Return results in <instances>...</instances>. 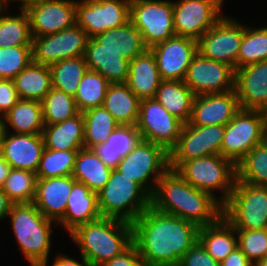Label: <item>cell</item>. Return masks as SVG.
I'll return each mask as SVG.
<instances>
[{
	"label": "cell",
	"instance_id": "cell-1",
	"mask_svg": "<svg viewBox=\"0 0 267 266\" xmlns=\"http://www.w3.org/2000/svg\"><path fill=\"white\" fill-rule=\"evenodd\" d=\"M133 243L147 266L178 265L198 241L199 227L150 206L132 223Z\"/></svg>",
	"mask_w": 267,
	"mask_h": 266
},
{
	"label": "cell",
	"instance_id": "cell-2",
	"mask_svg": "<svg viewBox=\"0 0 267 266\" xmlns=\"http://www.w3.org/2000/svg\"><path fill=\"white\" fill-rule=\"evenodd\" d=\"M151 206L198 227L215 223L222 216L223 209V205L210 193L188 184L171 169L159 179L151 196Z\"/></svg>",
	"mask_w": 267,
	"mask_h": 266
},
{
	"label": "cell",
	"instance_id": "cell-3",
	"mask_svg": "<svg viewBox=\"0 0 267 266\" xmlns=\"http://www.w3.org/2000/svg\"><path fill=\"white\" fill-rule=\"evenodd\" d=\"M69 235L92 266H101L133 243L132 223L116 218L101 217L78 226Z\"/></svg>",
	"mask_w": 267,
	"mask_h": 266
},
{
	"label": "cell",
	"instance_id": "cell-4",
	"mask_svg": "<svg viewBox=\"0 0 267 266\" xmlns=\"http://www.w3.org/2000/svg\"><path fill=\"white\" fill-rule=\"evenodd\" d=\"M19 249L29 266H49L52 226L33 203L13 204L7 216Z\"/></svg>",
	"mask_w": 267,
	"mask_h": 266
},
{
	"label": "cell",
	"instance_id": "cell-5",
	"mask_svg": "<svg viewBox=\"0 0 267 266\" xmlns=\"http://www.w3.org/2000/svg\"><path fill=\"white\" fill-rule=\"evenodd\" d=\"M151 206V196L137 183L112 169L108 182L98 192L102 217L133 223Z\"/></svg>",
	"mask_w": 267,
	"mask_h": 266
},
{
	"label": "cell",
	"instance_id": "cell-6",
	"mask_svg": "<svg viewBox=\"0 0 267 266\" xmlns=\"http://www.w3.org/2000/svg\"><path fill=\"white\" fill-rule=\"evenodd\" d=\"M175 171L188 184L210 193L222 205L230 197L236 180V166L221 154L184 161ZM217 190L220 196L216 195Z\"/></svg>",
	"mask_w": 267,
	"mask_h": 266
},
{
	"label": "cell",
	"instance_id": "cell-7",
	"mask_svg": "<svg viewBox=\"0 0 267 266\" xmlns=\"http://www.w3.org/2000/svg\"><path fill=\"white\" fill-rule=\"evenodd\" d=\"M222 216L235 228L258 230L267 228V187L234 182Z\"/></svg>",
	"mask_w": 267,
	"mask_h": 266
},
{
	"label": "cell",
	"instance_id": "cell-8",
	"mask_svg": "<svg viewBox=\"0 0 267 266\" xmlns=\"http://www.w3.org/2000/svg\"><path fill=\"white\" fill-rule=\"evenodd\" d=\"M169 169V152L161 145L146 140H141L116 167L117 171L137 182L150 196L159 179Z\"/></svg>",
	"mask_w": 267,
	"mask_h": 266
},
{
	"label": "cell",
	"instance_id": "cell-9",
	"mask_svg": "<svg viewBox=\"0 0 267 266\" xmlns=\"http://www.w3.org/2000/svg\"><path fill=\"white\" fill-rule=\"evenodd\" d=\"M130 21L142 34L148 49L175 35L173 1L131 0Z\"/></svg>",
	"mask_w": 267,
	"mask_h": 266
},
{
	"label": "cell",
	"instance_id": "cell-10",
	"mask_svg": "<svg viewBox=\"0 0 267 266\" xmlns=\"http://www.w3.org/2000/svg\"><path fill=\"white\" fill-rule=\"evenodd\" d=\"M245 25L232 16H223L199 40L197 51L202 56L238 69V53Z\"/></svg>",
	"mask_w": 267,
	"mask_h": 266
},
{
	"label": "cell",
	"instance_id": "cell-11",
	"mask_svg": "<svg viewBox=\"0 0 267 266\" xmlns=\"http://www.w3.org/2000/svg\"><path fill=\"white\" fill-rule=\"evenodd\" d=\"M225 125L194 126L184 123L177 144L169 151V167L176 170L184 161L221 154Z\"/></svg>",
	"mask_w": 267,
	"mask_h": 266
},
{
	"label": "cell",
	"instance_id": "cell-12",
	"mask_svg": "<svg viewBox=\"0 0 267 266\" xmlns=\"http://www.w3.org/2000/svg\"><path fill=\"white\" fill-rule=\"evenodd\" d=\"M263 141L259 110L240 109L225 125L221 155L236 166L251 149Z\"/></svg>",
	"mask_w": 267,
	"mask_h": 266
},
{
	"label": "cell",
	"instance_id": "cell-13",
	"mask_svg": "<svg viewBox=\"0 0 267 266\" xmlns=\"http://www.w3.org/2000/svg\"><path fill=\"white\" fill-rule=\"evenodd\" d=\"M224 0L173 1L175 35L199 40L223 16Z\"/></svg>",
	"mask_w": 267,
	"mask_h": 266
},
{
	"label": "cell",
	"instance_id": "cell-14",
	"mask_svg": "<svg viewBox=\"0 0 267 266\" xmlns=\"http://www.w3.org/2000/svg\"><path fill=\"white\" fill-rule=\"evenodd\" d=\"M131 0H76V24L88 38L130 21Z\"/></svg>",
	"mask_w": 267,
	"mask_h": 266
},
{
	"label": "cell",
	"instance_id": "cell-15",
	"mask_svg": "<svg viewBox=\"0 0 267 266\" xmlns=\"http://www.w3.org/2000/svg\"><path fill=\"white\" fill-rule=\"evenodd\" d=\"M184 122L170 114L155 98L140 101L136 124L142 140L164 147L168 152L177 144Z\"/></svg>",
	"mask_w": 267,
	"mask_h": 266
},
{
	"label": "cell",
	"instance_id": "cell-16",
	"mask_svg": "<svg viewBox=\"0 0 267 266\" xmlns=\"http://www.w3.org/2000/svg\"><path fill=\"white\" fill-rule=\"evenodd\" d=\"M86 32L74 24L55 34L32 38V62L51 66L61 60L84 56Z\"/></svg>",
	"mask_w": 267,
	"mask_h": 266
},
{
	"label": "cell",
	"instance_id": "cell-17",
	"mask_svg": "<svg viewBox=\"0 0 267 266\" xmlns=\"http://www.w3.org/2000/svg\"><path fill=\"white\" fill-rule=\"evenodd\" d=\"M183 81L195 96L225 93L234 90L235 70L228 64L206 58L197 52Z\"/></svg>",
	"mask_w": 267,
	"mask_h": 266
},
{
	"label": "cell",
	"instance_id": "cell-18",
	"mask_svg": "<svg viewBox=\"0 0 267 266\" xmlns=\"http://www.w3.org/2000/svg\"><path fill=\"white\" fill-rule=\"evenodd\" d=\"M161 80H184L187 69L197 51V41L174 35L151 47Z\"/></svg>",
	"mask_w": 267,
	"mask_h": 266
},
{
	"label": "cell",
	"instance_id": "cell-19",
	"mask_svg": "<svg viewBox=\"0 0 267 266\" xmlns=\"http://www.w3.org/2000/svg\"><path fill=\"white\" fill-rule=\"evenodd\" d=\"M26 12L32 38L55 34L76 24V0H45Z\"/></svg>",
	"mask_w": 267,
	"mask_h": 266
},
{
	"label": "cell",
	"instance_id": "cell-20",
	"mask_svg": "<svg viewBox=\"0 0 267 266\" xmlns=\"http://www.w3.org/2000/svg\"><path fill=\"white\" fill-rule=\"evenodd\" d=\"M235 90L194 97L189 123L194 126L227 125L240 110Z\"/></svg>",
	"mask_w": 267,
	"mask_h": 266
},
{
	"label": "cell",
	"instance_id": "cell-21",
	"mask_svg": "<svg viewBox=\"0 0 267 266\" xmlns=\"http://www.w3.org/2000/svg\"><path fill=\"white\" fill-rule=\"evenodd\" d=\"M45 149L42 134L4 133L0 155L13 169L37 172Z\"/></svg>",
	"mask_w": 267,
	"mask_h": 266
},
{
	"label": "cell",
	"instance_id": "cell-22",
	"mask_svg": "<svg viewBox=\"0 0 267 266\" xmlns=\"http://www.w3.org/2000/svg\"><path fill=\"white\" fill-rule=\"evenodd\" d=\"M234 90L241 109L260 110L267 104V60L235 70Z\"/></svg>",
	"mask_w": 267,
	"mask_h": 266
},
{
	"label": "cell",
	"instance_id": "cell-23",
	"mask_svg": "<svg viewBox=\"0 0 267 266\" xmlns=\"http://www.w3.org/2000/svg\"><path fill=\"white\" fill-rule=\"evenodd\" d=\"M75 182L72 176L37 179L32 203L46 218L58 223L64 217L68 196Z\"/></svg>",
	"mask_w": 267,
	"mask_h": 266
},
{
	"label": "cell",
	"instance_id": "cell-24",
	"mask_svg": "<svg viewBox=\"0 0 267 266\" xmlns=\"http://www.w3.org/2000/svg\"><path fill=\"white\" fill-rule=\"evenodd\" d=\"M98 207V193L91 191L85 184L75 182L68 196L64 217L57 223L71 233L80 225L101 218Z\"/></svg>",
	"mask_w": 267,
	"mask_h": 266
},
{
	"label": "cell",
	"instance_id": "cell-25",
	"mask_svg": "<svg viewBox=\"0 0 267 266\" xmlns=\"http://www.w3.org/2000/svg\"><path fill=\"white\" fill-rule=\"evenodd\" d=\"M161 81L156 58L150 49L130 61L126 84L140 100L155 98Z\"/></svg>",
	"mask_w": 267,
	"mask_h": 266
},
{
	"label": "cell",
	"instance_id": "cell-26",
	"mask_svg": "<svg viewBox=\"0 0 267 266\" xmlns=\"http://www.w3.org/2000/svg\"><path fill=\"white\" fill-rule=\"evenodd\" d=\"M84 57L88 69L97 71L111 84L127 82L130 61L124 59L121 52L97 50V41L89 38Z\"/></svg>",
	"mask_w": 267,
	"mask_h": 266
},
{
	"label": "cell",
	"instance_id": "cell-27",
	"mask_svg": "<svg viewBox=\"0 0 267 266\" xmlns=\"http://www.w3.org/2000/svg\"><path fill=\"white\" fill-rule=\"evenodd\" d=\"M97 41V50H111L122 53V57L128 61L144 53L146 47L142 34L128 21L123 26L112 28L94 37Z\"/></svg>",
	"mask_w": 267,
	"mask_h": 266
},
{
	"label": "cell",
	"instance_id": "cell-28",
	"mask_svg": "<svg viewBox=\"0 0 267 266\" xmlns=\"http://www.w3.org/2000/svg\"><path fill=\"white\" fill-rule=\"evenodd\" d=\"M44 146L51 150H80L84 148V116L79 112L72 118L44 125Z\"/></svg>",
	"mask_w": 267,
	"mask_h": 266
},
{
	"label": "cell",
	"instance_id": "cell-29",
	"mask_svg": "<svg viewBox=\"0 0 267 266\" xmlns=\"http://www.w3.org/2000/svg\"><path fill=\"white\" fill-rule=\"evenodd\" d=\"M198 241L219 264L238 247L236 229L223 216L213 224L199 227Z\"/></svg>",
	"mask_w": 267,
	"mask_h": 266
},
{
	"label": "cell",
	"instance_id": "cell-30",
	"mask_svg": "<svg viewBox=\"0 0 267 266\" xmlns=\"http://www.w3.org/2000/svg\"><path fill=\"white\" fill-rule=\"evenodd\" d=\"M142 140L136 125H119L105 143L93 150L100 160L109 168L116 169L119 162Z\"/></svg>",
	"mask_w": 267,
	"mask_h": 266
},
{
	"label": "cell",
	"instance_id": "cell-31",
	"mask_svg": "<svg viewBox=\"0 0 267 266\" xmlns=\"http://www.w3.org/2000/svg\"><path fill=\"white\" fill-rule=\"evenodd\" d=\"M140 101L126 83H115L109 85L103 106L120 125H136Z\"/></svg>",
	"mask_w": 267,
	"mask_h": 266
},
{
	"label": "cell",
	"instance_id": "cell-32",
	"mask_svg": "<svg viewBox=\"0 0 267 266\" xmlns=\"http://www.w3.org/2000/svg\"><path fill=\"white\" fill-rule=\"evenodd\" d=\"M195 94L182 80H162L155 99L184 123L191 118Z\"/></svg>",
	"mask_w": 267,
	"mask_h": 266
},
{
	"label": "cell",
	"instance_id": "cell-33",
	"mask_svg": "<svg viewBox=\"0 0 267 266\" xmlns=\"http://www.w3.org/2000/svg\"><path fill=\"white\" fill-rule=\"evenodd\" d=\"M5 131L23 134H42L44 128L42 103L20 99L4 116ZM8 128V129H7Z\"/></svg>",
	"mask_w": 267,
	"mask_h": 266
},
{
	"label": "cell",
	"instance_id": "cell-34",
	"mask_svg": "<svg viewBox=\"0 0 267 266\" xmlns=\"http://www.w3.org/2000/svg\"><path fill=\"white\" fill-rule=\"evenodd\" d=\"M112 169L107 167L93 149L78 150L72 177L98 193L108 182Z\"/></svg>",
	"mask_w": 267,
	"mask_h": 266
},
{
	"label": "cell",
	"instance_id": "cell-35",
	"mask_svg": "<svg viewBox=\"0 0 267 266\" xmlns=\"http://www.w3.org/2000/svg\"><path fill=\"white\" fill-rule=\"evenodd\" d=\"M19 99L42 101L52 89L49 66L31 62L14 79Z\"/></svg>",
	"mask_w": 267,
	"mask_h": 266
},
{
	"label": "cell",
	"instance_id": "cell-36",
	"mask_svg": "<svg viewBox=\"0 0 267 266\" xmlns=\"http://www.w3.org/2000/svg\"><path fill=\"white\" fill-rule=\"evenodd\" d=\"M84 116V148L93 149L105 143L107 137L120 125L104 106L82 112Z\"/></svg>",
	"mask_w": 267,
	"mask_h": 266
},
{
	"label": "cell",
	"instance_id": "cell-37",
	"mask_svg": "<svg viewBox=\"0 0 267 266\" xmlns=\"http://www.w3.org/2000/svg\"><path fill=\"white\" fill-rule=\"evenodd\" d=\"M8 9L0 8V48L15 46H32L30 21L26 11L19 15L6 13Z\"/></svg>",
	"mask_w": 267,
	"mask_h": 266
},
{
	"label": "cell",
	"instance_id": "cell-38",
	"mask_svg": "<svg viewBox=\"0 0 267 266\" xmlns=\"http://www.w3.org/2000/svg\"><path fill=\"white\" fill-rule=\"evenodd\" d=\"M51 71L52 87L64 91L73 97L76 96L78 85L88 70L84 56L61 60L49 66Z\"/></svg>",
	"mask_w": 267,
	"mask_h": 266
},
{
	"label": "cell",
	"instance_id": "cell-39",
	"mask_svg": "<svg viewBox=\"0 0 267 266\" xmlns=\"http://www.w3.org/2000/svg\"><path fill=\"white\" fill-rule=\"evenodd\" d=\"M236 179L250 185L267 187V141L251 149L236 165Z\"/></svg>",
	"mask_w": 267,
	"mask_h": 266
},
{
	"label": "cell",
	"instance_id": "cell-40",
	"mask_svg": "<svg viewBox=\"0 0 267 266\" xmlns=\"http://www.w3.org/2000/svg\"><path fill=\"white\" fill-rule=\"evenodd\" d=\"M111 83L100 73L88 69L78 85L75 98L79 112H84L104 104L105 94Z\"/></svg>",
	"mask_w": 267,
	"mask_h": 266
},
{
	"label": "cell",
	"instance_id": "cell-41",
	"mask_svg": "<svg viewBox=\"0 0 267 266\" xmlns=\"http://www.w3.org/2000/svg\"><path fill=\"white\" fill-rule=\"evenodd\" d=\"M267 60V26L253 27L245 24L238 53V69Z\"/></svg>",
	"mask_w": 267,
	"mask_h": 266
},
{
	"label": "cell",
	"instance_id": "cell-42",
	"mask_svg": "<svg viewBox=\"0 0 267 266\" xmlns=\"http://www.w3.org/2000/svg\"><path fill=\"white\" fill-rule=\"evenodd\" d=\"M41 103L44 125L65 121L79 113L75 98L53 87Z\"/></svg>",
	"mask_w": 267,
	"mask_h": 266
},
{
	"label": "cell",
	"instance_id": "cell-43",
	"mask_svg": "<svg viewBox=\"0 0 267 266\" xmlns=\"http://www.w3.org/2000/svg\"><path fill=\"white\" fill-rule=\"evenodd\" d=\"M78 150H51L44 149L38 170L37 179H46L60 176H71Z\"/></svg>",
	"mask_w": 267,
	"mask_h": 266
},
{
	"label": "cell",
	"instance_id": "cell-44",
	"mask_svg": "<svg viewBox=\"0 0 267 266\" xmlns=\"http://www.w3.org/2000/svg\"><path fill=\"white\" fill-rule=\"evenodd\" d=\"M37 175L23 169H11L2 189L14 203H32L36 194Z\"/></svg>",
	"mask_w": 267,
	"mask_h": 266
},
{
	"label": "cell",
	"instance_id": "cell-45",
	"mask_svg": "<svg viewBox=\"0 0 267 266\" xmlns=\"http://www.w3.org/2000/svg\"><path fill=\"white\" fill-rule=\"evenodd\" d=\"M32 62V46L0 48V79L13 80Z\"/></svg>",
	"mask_w": 267,
	"mask_h": 266
},
{
	"label": "cell",
	"instance_id": "cell-46",
	"mask_svg": "<svg viewBox=\"0 0 267 266\" xmlns=\"http://www.w3.org/2000/svg\"><path fill=\"white\" fill-rule=\"evenodd\" d=\"M238 247L255 263L267 258V228L258 230L236 229Z\"/></svg>",
	"mask_w": 267,
	"mask_h": 266
},
{
	"label": "cell",
	"instance_id": "cell-47",
	"mask_svg": "<svg viewBox=\"0 0 267 266\" xmlns=\"http://www.w3.org/2000/svg\"><path fill=\"white\" fill-rule=\"evenodd\" d=\"M179 266H219L205 248L197 241L181 258Z\"/></svg>",
	"mask_w": 267,
	"mask_h": 266
},
{
	"label": "cell",
	"instance_id": "cell-48",
	"mask_svg": "<svg viewBox=\"0 0 267 266\" xmlns=\"http://www.w3.org/2000/svg\"><path fill=\"white\" fill-rule=\"evenodd\" d=\"M13 80L0 79V116H4L18 101Z\"/></svg>",
	"mask_w": 267,
	"mask_h": 266
},
{
	"label": "cell",
	"instance_id": "cell-49",
	"mask_svg": "<svg viewBox=\"0 0 267 266\" xmlns=\"http://www.w3.org/2000/svg\"><path fill=\"white\" fill-rule=\"evenodd\" d=\"M101 266H147L134 243H132L125 251L106 261Z\"/></svg>",
	"mask_w": 267,
	"mask_h": 266
},
{
	"label": "cell",
	"instance_id": "cell-50",
	"mask_svg": "<svg viewBox=\"0 0 267 266\" xmlns=\"http://www.w3.org/2000/svg\"><path fill=\"white\" fill-rule=\"evenodd\" d=\"M219 266H253V263L247 258L243 251L236 247Z\"/></svg>",
	"mask_w": 267,
	"mask_h": 266
},
{
	"label": "cell",
	"instance_id": "cell-51",
	"mask_svg": "<svg viewBox=\"0 0 267 266\" xmlns=\"http://www.w3.org/2000/svg\"><path fill=\"white\" fill-rule=\"evenodd\" d=\"M81 257V262L73 259L72 257L67 256L66 254H60L54 258L51 266H92L91 263L84 257Z\"/></svg>",
	"mask_w": 267,
	"mask_h": 266
},
{
	"label": "cell",
	"instance_id": "cell-52",
	"mask_svg": "<svg viewBox=\"0 0 267 266\" xmlns=\"http://www.w3.org/2000/svg\"><path fill=\"white\" fill-rule=\"evenodd\" d=\"M19 3V10L20 11H26L28 8H30L33 5L39 4L45 0H1L0 1V8L3 9H11L8 7V5H11V2L13 3ZM16 1V2H15Z\"/></svg>",
	"mask_w": 267,
	"mask_h": 266
},
{
	"label": "cell",
	"instance_id": "cell-53",
	"mask_svg": "<svg viewBox=\"0 0 267 266\" xmlns=\"http://www.w3.org/2000/svg\"><path fill=\"white\" fill-rule=\"evenodd\" d=\"M13 204L3 189L0 188V221L5 220V218L7 219Z\"/></svg>",
	"mask_w": 267,
	"mask_h": 266
},
{
	"label": "cell",
	"instance_id": "cell-54",
	"mask_svg": "<svg viewBox=\"0 0 267 266\" xmlns=\"http://www.w3.org/2000/svg\"><path fill=\"white\" fill-rule=\"evenodd\" d=\"M11 169L10 164L0 155V188L3 187Z\"/></svg>",
	"mask_w": 267,
	"mask_h": 266
},
{
	"label": "cell",
	"instance_id": "cell-55",
	"mask_svg": "<svg viewBox=\"0 0 267 266\" xmlns=\"http://www.w3.org/2000/svg\"><path fill=\"white\" fill-rule=\"evenodd\" d=\"M259 112L262 119V130H263L264 141H267V104L263 106L259 110Z\"/></svg>",
	"mask_w": 267,
	"mask_h": 266
},
{
	"label": "cell",
	"instance_id": "cell-56",
	"mask_svg": "<svg viewBox=\"0 0 267 266\" xmlns=\"http://www.w3.org/2000/svg\"><path fill=\"white\" fill-rule=\"evenodd\" d=\"M5 133V127H4V121H3V117L0 116V148L2 145V139Z\"/></svg>",
	"mask_w": 267,
	"mask_h": 266
},
{
	"label": "cell",
	"instance_id": "cell-57",
	"mask_svg": "<svg viewBox=\"0 0 267 266\" xmlns=\"http://www.w3.org/2000/svg\"><path fill=\"white\" fill-rule=\"evenodd\" d=\"M253 266H267V258H264L262 260L253 263Z\"/></svg>",
	"mask_w": 267,
	"mask_h": 266
},
{
	"label": "cell",
	"instance_id": "cell-58",
	"mask_svg": "<svg viewBox=\"0 0 267 266\" xmlns=\"http://www.w3.org/2000/svg\"><path fill=\"white\" fill-rule=\"evenodd\" d=\"M157 266H179V265H157Z\"/></svg>",
	"mask_w": 267,
	"mask_h": 266
}]
</instances>
